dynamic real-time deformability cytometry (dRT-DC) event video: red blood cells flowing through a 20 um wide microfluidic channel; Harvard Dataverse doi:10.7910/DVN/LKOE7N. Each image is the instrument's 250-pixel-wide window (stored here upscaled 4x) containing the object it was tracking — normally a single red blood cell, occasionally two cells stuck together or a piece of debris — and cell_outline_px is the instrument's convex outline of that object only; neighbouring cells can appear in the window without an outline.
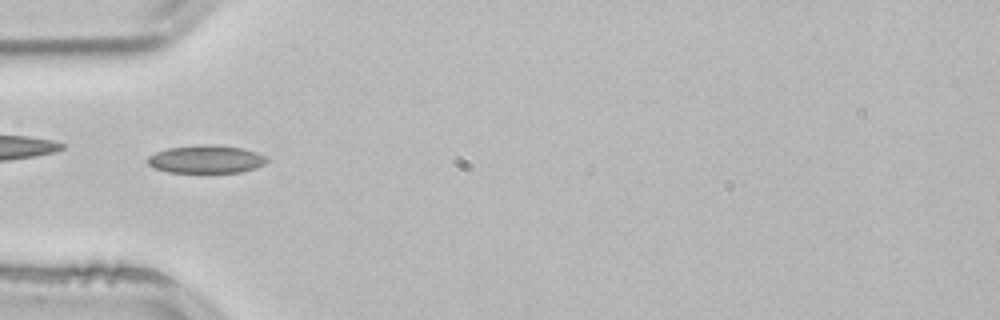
{"species": "common noctule bat (a hibernating species)", "species_latin": "Nyctalus noctula", "temperature_condition": "room temperature", "stored_images_in_passage": 4, "camera_frame_rate_fps": 3000, "um_per_image_px": 0.085, "animal": {"sex": "male", "body_mass_g": 21.5, "forearm_length_mm": 52.0}, "frame": {"image": 1, "passage_image": 4, "time_ms": 1.0, "image_size_px": [1000, 320], "cell_outline_px": [[272, 160], [256, 168], [240, 172], [168, 172], [156, 168], [148, 164], [148, 156], [156, 152], [168, 148], [204, 144], [216, 144], [244, 148], [268, 156]], "centroid_in_image_um": [17.6, 13.52], "position_along_channel_um": 67.4, "area_um2": 19.59}}